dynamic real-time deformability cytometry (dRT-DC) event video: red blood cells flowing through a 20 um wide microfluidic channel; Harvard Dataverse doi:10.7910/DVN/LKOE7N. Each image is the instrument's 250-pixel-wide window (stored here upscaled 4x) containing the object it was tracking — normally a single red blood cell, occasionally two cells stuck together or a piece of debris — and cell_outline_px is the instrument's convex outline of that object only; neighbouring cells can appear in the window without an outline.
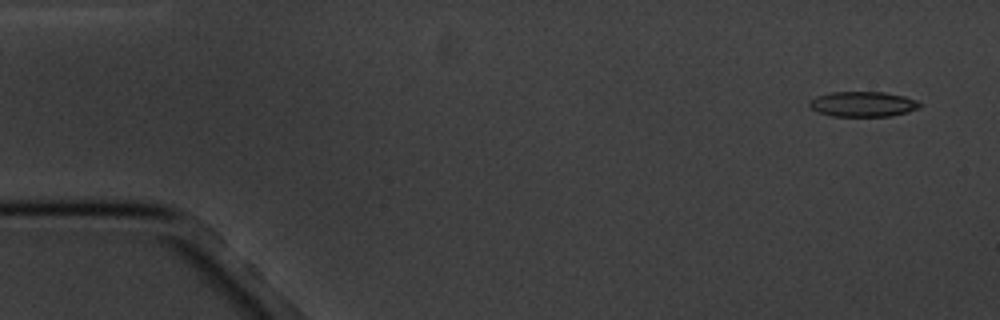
{"species": "common noctule bat (a hibernating species)", "species_latin": "Nyctalus noctula", "temperature_condition": "cold", "stored_images_in_passage": 6, "camera_frame_rate_fps": 3000, "um_per_image_px": 0.085, "animal": {"sex": "male", "body_mass_g": 20.1, "forearm_length_mm": 53.5}, "frame": {"image": 1, "passage_image": 1, "time_ms": 0.0, "image_size_px": [1000, 320], "cell_outline_px": [[920, 108], [908, 112], [892, 116], [832, 116], [820, 112], [812, 108], [808, 104], [816, 96], [832, 92], [884, 92], [904, 96], [916, 100], [920, 104]], "centroid_in_image_um": [73.38, 8.85], "position_along_channel_um": 11.6, "area_um2": 16.07}}
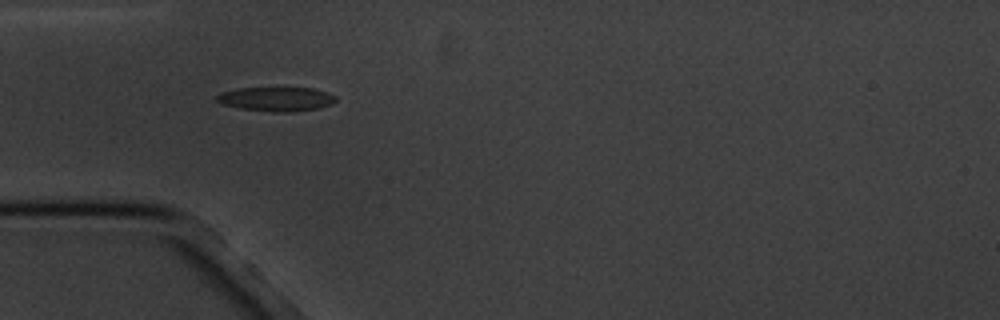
{"frame": {"image": 2, "passage_image": 5, "time_ms": 4.667, "image_size_px": [1000, 320], "cell_outline_px": [[336, 100], [332, 104], [320, 108], [288, 112], [272, 112], [240, 108], [220, 104], [216, 100], [216, 96], [220, 92], [236, 88], [312, 88], [328, 92], [336, 96]], "centroid_in_image_um": [23.47, 8.42], "position_along_channel_um": 61.5, "area_um2": 16.94}}
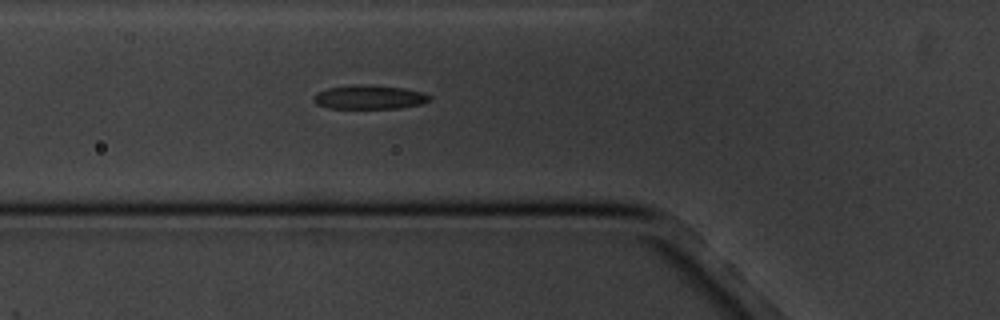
{"frame": {"image": 3, "passage_image": 6, "time_ms": 5.667, "image_size_px": [1000, 320], "cell_outline_px": [[432, 96], [428, 100], [420, 104], [400, 108], [328, 108], [316, 104], [312, 100], [312, 96], [316, 92], [328, 88], [356, 84], [368, 84], [404, 88], [420, 92]], "centroid_in_image_um": [31.32, 8.25], "position_along_channel_um": 94.5, "area_um2": 16.24}}